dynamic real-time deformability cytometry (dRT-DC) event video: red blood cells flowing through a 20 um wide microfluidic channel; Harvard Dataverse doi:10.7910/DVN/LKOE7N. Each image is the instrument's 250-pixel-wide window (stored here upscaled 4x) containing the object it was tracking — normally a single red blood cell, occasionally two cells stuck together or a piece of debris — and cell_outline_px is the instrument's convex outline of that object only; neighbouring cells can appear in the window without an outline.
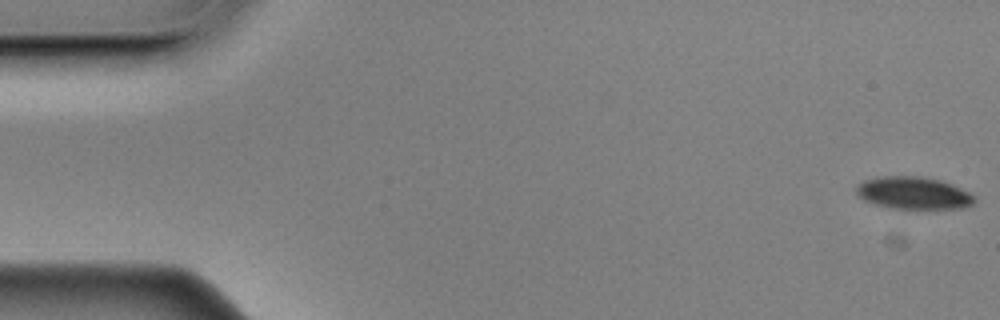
{"species": "Egyptian fruit bat (a non-hibernating species)", "species_latin": "Rousettus aegyptiacus", "temperature_condition": "cold", "stored_images_in_passage": 57, "camera_frame_rate_fps": 3000, "um_per_image_px": 0.085, "animal": {"sex": "male"}, "frame": {"image": 1, "passage_image": 1, "time_ms": 0.0, "image_size_px": [1000, 320], "cell_outline_px": [[976, 200], [972, 204], [964, 208], [892, 208], [876, 204], [864, 200], [856, 192], [856, 188], [864, 180], [884, 176], [924, 176], [940, 180], [952, 184], [976, 196]], "centroid_in_image_um": [77.68, 16.4], "position_along_channel_um": 7.3, "area_um2": 22.08}}
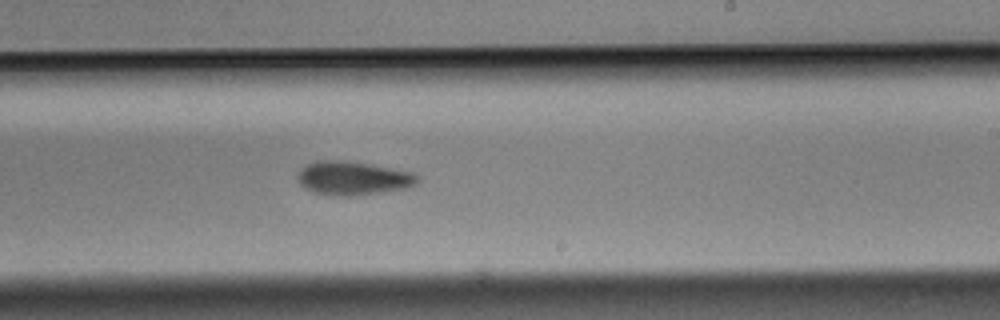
{"frame": {"image": 2, "passage_image": 34, "time_ms": 11.0, "image_size_px": [1000, 320], "cell_outline_px": [[416, 180], [412, 184], [404, 188], [348, 196], [340, 196], [316, 192], [304, 188], [300, 184], [296, 176], [308, 164], [316, 160], [340, 160], [372, 164], [412, 172], [416, 176]], "centroid_in_image_um": [29.94, 15.12], "position_along_channel_um": 259.1, "area_um2": 22.83}}
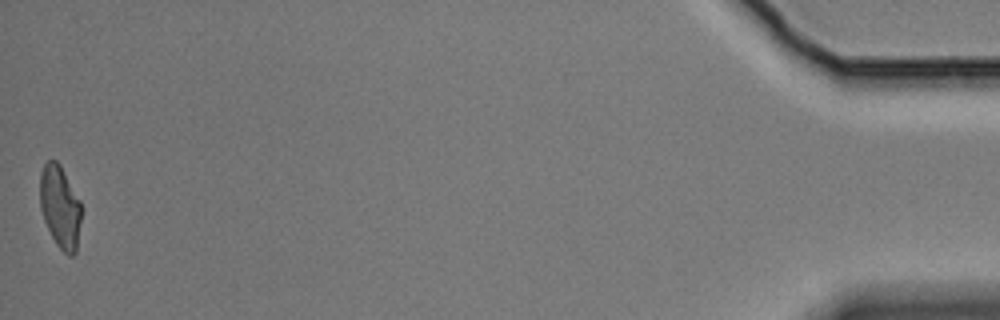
{"frame": {"image": 3, "passage_image": 57, "time_ms": 18.667, "image_size_px": [1000, 320], "cell_outline_px": [[80, 220], [76, 252], [72, 256], [68, 256], [56, 244], [44, 220], [40, 208], [40, 172], [44, 164], [48, 160], [56, 160], [60, 164], [80, 200]], "centroid_in_image_um": [5.09, 17.57], "position_along_channel_um": 430.1, "area_um2": 19.77}, "authors_computed_cell_mechanics": {"area_um2": 22.7154, "velocity_mm_per_s": 3.5103, "shape_relaxation_time_tau1_ms": 3.2337, "shape_relaxation_time_tau2_ms": null, "deformation_change_tau1": 0.1175, "deformation_change_tau2": null}}